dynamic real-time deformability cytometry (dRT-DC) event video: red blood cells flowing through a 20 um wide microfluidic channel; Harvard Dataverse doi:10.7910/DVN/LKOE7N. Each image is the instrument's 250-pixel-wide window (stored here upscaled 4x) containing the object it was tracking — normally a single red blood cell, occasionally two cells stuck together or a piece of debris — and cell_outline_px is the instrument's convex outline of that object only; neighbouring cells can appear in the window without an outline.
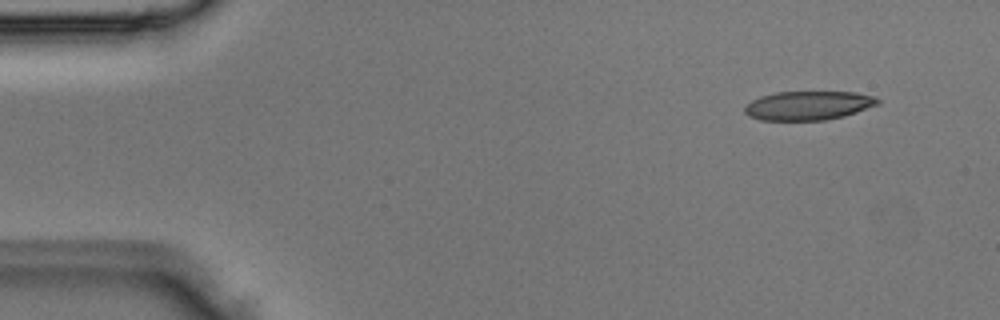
{"species": "Egyptian fruit bat (a non-hibernating species)", "species_latin": "Rousettus aegyptiacus", "temperature_condition": "room temperature", "stored_images_in_passage": 3, "camera_frame_rate_fps": 3000, "um_per_image_px": 0.085, "animal": {"sex": "male"}, "frame": {"image": 1, "passage_image": 3, "time_ms": 0.667, "image_size_px": [1000, 320], "cell_outline_px": [[880, 104], [844, 116], [824, 120], [760, 120], [748, 116], [744, 112], [744, 104], [760, 96], [776, 92], [856, 92], [876, 96], [880, 100]], "centroid_in_image_um": [68.7, 8.96], "position_along_channel_um": 16.3, "area_um2": 22.66}}